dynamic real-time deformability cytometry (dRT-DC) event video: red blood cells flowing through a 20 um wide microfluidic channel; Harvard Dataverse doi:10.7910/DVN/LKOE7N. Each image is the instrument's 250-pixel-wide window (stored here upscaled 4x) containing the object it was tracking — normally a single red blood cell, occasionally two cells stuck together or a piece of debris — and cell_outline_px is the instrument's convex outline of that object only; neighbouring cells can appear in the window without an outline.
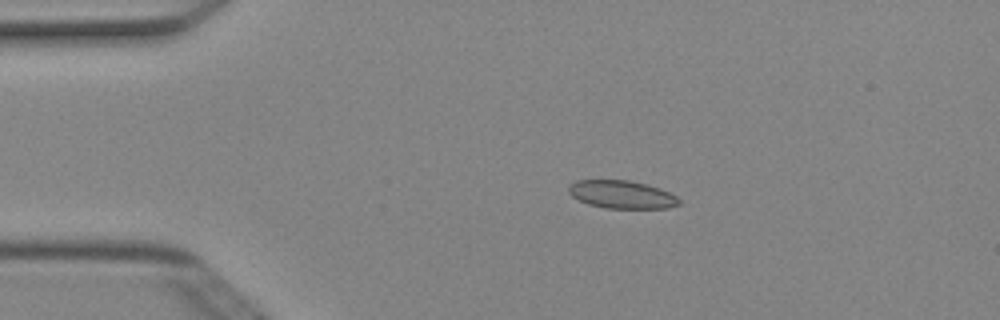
{"species": "Egyptian fruit bat (a non-hibernating species)", "species_latin": "Rousettus aegyptiacus", "temperature_condition": "cold", "stored_images_in_passage": 2, "camera_frame_rate_fps": 3000, "um_per_image_px": 0.085, "animal": {"sex": "female"}, "frame": {"image": 1, "passage_image": 1, "time_ms": 0.0, "image_size_px": [1000, 320], "cell_outline_px": [[680, 204], [668, 208], [604, 208], [588, 204], [572, 196], [568, 192], [568, 184], [576, 180], [628, 180], [660, 188], [676, 196], [680, 200]], "centroid_in_image_um": [52.82, 16.53], "position_along_channel_um": 32.2, "area_um2": 17.98}}